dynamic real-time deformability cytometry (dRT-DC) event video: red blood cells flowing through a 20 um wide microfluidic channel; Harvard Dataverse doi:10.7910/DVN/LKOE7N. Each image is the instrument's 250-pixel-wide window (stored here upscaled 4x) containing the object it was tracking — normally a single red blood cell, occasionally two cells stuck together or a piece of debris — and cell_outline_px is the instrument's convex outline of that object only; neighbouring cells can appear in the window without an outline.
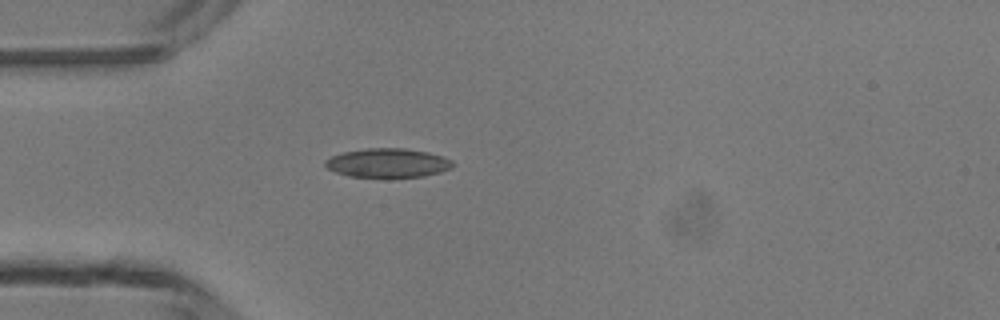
{"species": "common noctule bat (a hibernating species)", "species_latin": "Nyctalus noctula", "temperature_condition": "room temperature", "stored_images_in_passage": 2, "camera_frame_rate_fps": 3000, "um_per_image_px": 0.085, "animal": {"sex": "male", "body_mass_g": 13.3}, "frame": {"image": 1, "passage_image": 2, "time_ms": 1.0, "image_size_px": [1000, 320], "cell_outline_px": [[456, 164], [452, 168], [440, 172], [424, 176], [348, 176], [336, 172], [328, 168], [324, 164], [324, 160], [332, 156], [344, 152], [368, 148], [404, 148], [428, 152], [444, 156], [452, 160]], "centroid_in_image_um": [33.0, 13.83], "position_along_channel_um": 52.0, "area_um2": 21.39}}